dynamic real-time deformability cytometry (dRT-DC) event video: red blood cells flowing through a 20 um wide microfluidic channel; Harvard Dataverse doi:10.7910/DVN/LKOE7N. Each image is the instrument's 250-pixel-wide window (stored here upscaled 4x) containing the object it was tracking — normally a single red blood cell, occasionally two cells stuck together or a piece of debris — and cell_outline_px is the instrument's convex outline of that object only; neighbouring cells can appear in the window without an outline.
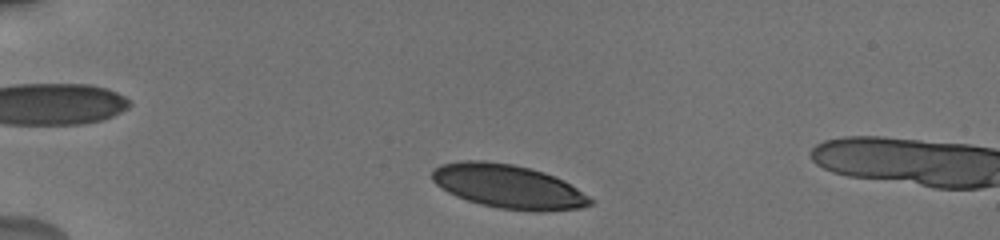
{"species": "human", "species_latin": "Homo sapiens", "temperature_condition": "cold", "stored_images_in_passage": 5, "camera_frame_rate_fps": 3000, "um_per_image_px": 0.085, "donor": {"sex": "male"}, "frame": {"image": 1, "passage_image": 1, "time_ms": 0.0, "image_size_px": [1000, 240], "cell_outline_px": [[596, 200], [592, 204], [580, 208], [540, 212], [536, 212], [500, 208], [480, 204], [456, 196], [440, 188], [432, 180], [432, 172], [440, 164], [460, 160], [484, 160], [512, 164], [544, 172], [564, 180]], "centroid_in_image_um": [43.22, 15.85], "position_along_channel_um": 41.8, "area_um2": 40.58}}